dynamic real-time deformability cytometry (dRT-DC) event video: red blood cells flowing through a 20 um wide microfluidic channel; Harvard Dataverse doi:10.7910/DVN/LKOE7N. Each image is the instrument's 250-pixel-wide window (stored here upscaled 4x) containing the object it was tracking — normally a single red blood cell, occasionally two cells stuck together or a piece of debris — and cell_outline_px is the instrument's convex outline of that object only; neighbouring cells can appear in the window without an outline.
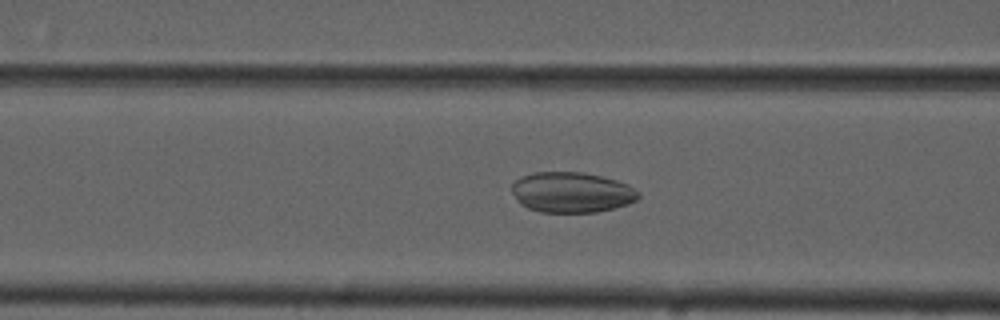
{"species": "common noctule bat (a hibernating species)", "species_latin": "Nyctalus noctula", "temperature_condition": "cold", "stored_images_in_passage": 55, "camera_frame_rate_fps": 3000, "um_per_image_px": 0.085, "animal": {"sex": "male", "forearm_length_mm": 52.5}, "frame": {"image": 1, "passage_image": 22, "time_ms": 7.0, "image_size_px": [1000, 320], "cell_outline_px": [[640, 196], [636, 200], [628, 204], [596, 212], [540, 212], [528, 208], [520, 204], [516, 200], [512, 192], [512, 184], [520, 176], [532, 172], [584, 172], [616, 180], [628, 184], [640, 192]], "centroid_in_image_um": [48.57, 16.34], "position_along_channel_um": 118.0, "area_um2": 30.0}}
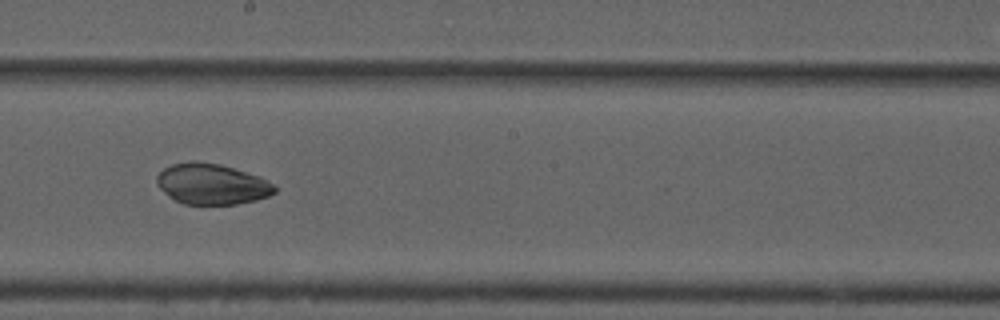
{"frame": {"image": 2, "passage_image": 31, "time_ms": 10.0, "image_size_px": [1000, 320], "cell_outline_px": [[276, 192], [268, 196], [256, 200], [236, 204], [184, 204], [168, 196], [156, 184], [156, 176], [164, 168], [172, 164], [188, 160], [196, 160], [220, 164], [260, 176], [272, 184], [276, 188]], "centroid_in_image_um": [17.98, 15.63], "position_along_channel_um": 230.2, "area_um2": 28.09}}
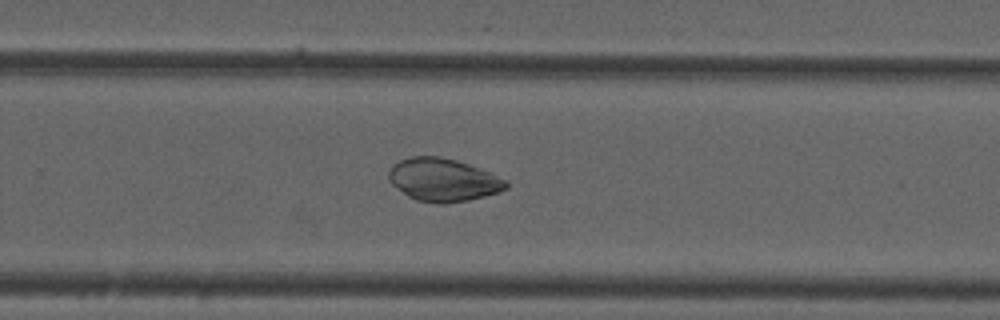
{"frame": {"image": 3, "passage_image": 36, "time_ms": 11.667, "image_size_px": [1000, 320], "cell_outline_px": [[508, 188], [500, 192], [468, 200], [444, 204], [440, 204], [416, 200], [408, 196], [392, 184], [388, 180], [388, 172], [392, 164], [400, 160], [412, 156], [440, 156], [456, 160], [468, 164], [508, 180]], "centroid_in_image_um": [37.66, 15.29], "position_along_channel_um": 292.1, "area_um2": 29.42}}